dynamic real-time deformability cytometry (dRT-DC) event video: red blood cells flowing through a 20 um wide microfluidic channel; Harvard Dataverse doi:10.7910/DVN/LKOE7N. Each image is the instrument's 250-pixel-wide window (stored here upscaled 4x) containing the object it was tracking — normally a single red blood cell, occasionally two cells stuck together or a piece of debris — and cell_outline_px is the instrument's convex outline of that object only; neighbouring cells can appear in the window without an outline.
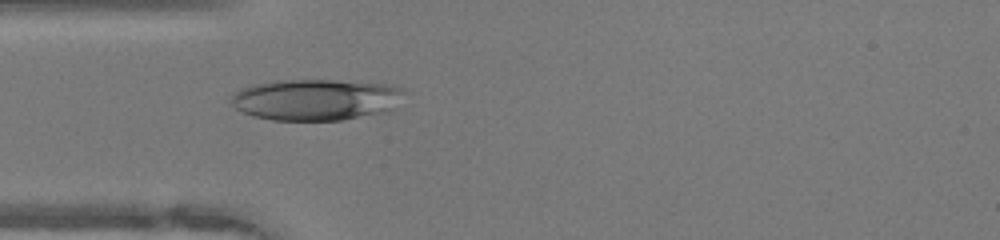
{"species": "human", "species_latin": "Homo sapiens", "temperature_condition": "warm", "stored_images_in_passage": 48, "camera_frame_rate_fps": 3000, "um_per_image_px": 0.085, "donor": {"sex": "female"}, "frame": {"image": 1, "passage_image": 13, "time_ms": 4.0, "image_size_px": [1000, 240], "cell_outline_px": [[400, 92], [392, 108], [388, 112], [340, 120], [272, 120], [252, 116], [236, 108], [232, 104], [232, 96], [240, 88], [252, 84], [288, 80], [332, 80], [384, 84], [400, 88]], "centroid_in_image_um": [26.76, 8.48], "position_along_channel_um": 58.2, "area_um2": 40.92}}
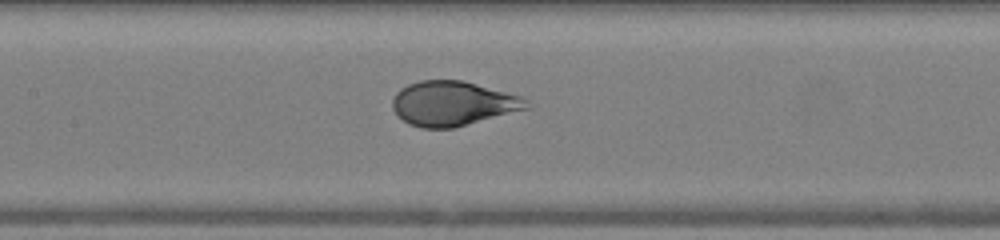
{"frame": {"image": 2, "passage_image": 21, "time_ms": 6.667, "image_size_px": [1000, 240], "cell_outline_px": [[532, 108], [452, 128], [420, 128], [408, 124], [392, 108], [392, 100], [396, 92], [400, 88], [408, 84], [420, 80], [460, 80], [520, 96], [528, 100]], "centroid_in_image_um": [38.49, 8.8], "position_along_channel_um": 168.9, "area_um2": 34.74}}
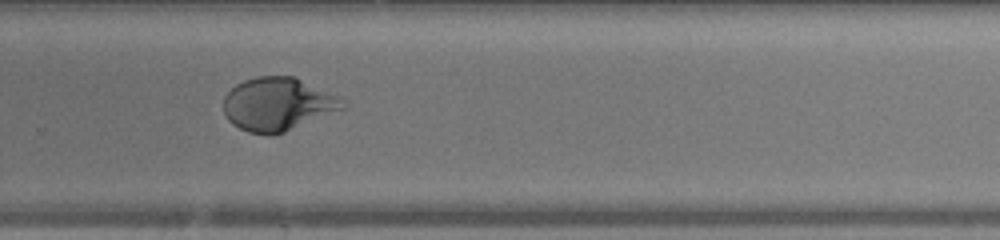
{"frame": {"image": 3, "passage_image": 31, "time_ms": 10.0, "image_size_px": [1000, 240], "cell_outline_px": [[348, 104], [344, 108], [284, 132], [272, 136], [268, 136], [248, 132], [232, 124], [228, 120], [224, 112], [224, 96], [236, 84], [244, 80], [260, 76], [296, 76], [344, 100]], "centroid_in_image_um": [23.59, 8.86], "position_along_channel_um": 306.2, "area_um2": 36.88}, "authors_computed_cell_mechanics": {"area_um2": 37.0787, "velocity_mm_per_s": 4.1414, "shape_relaxation_time_tau1_ms": 4.4273, "shape_relaxation_time_tau2_ms": null, "deformation_change_tau1": 0.249, "deformation_change_tau2": null}}